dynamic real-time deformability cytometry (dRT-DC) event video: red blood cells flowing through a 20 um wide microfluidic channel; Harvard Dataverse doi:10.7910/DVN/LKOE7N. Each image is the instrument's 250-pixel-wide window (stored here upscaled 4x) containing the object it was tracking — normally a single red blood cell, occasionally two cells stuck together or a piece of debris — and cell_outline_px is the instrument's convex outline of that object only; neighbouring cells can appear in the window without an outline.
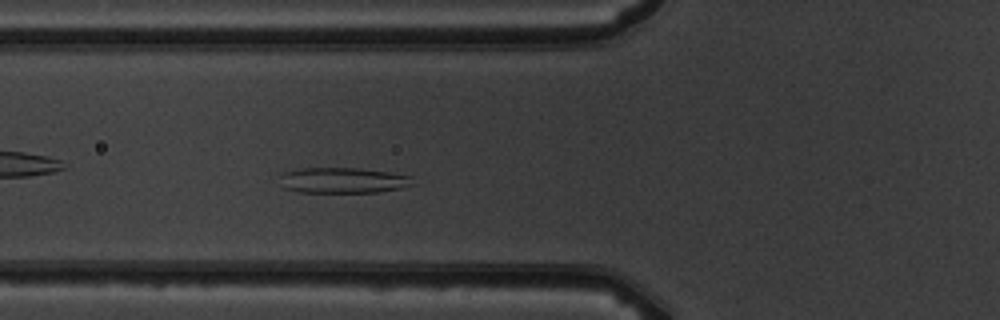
{"species": "common noctule bat (a hibernating species)", "species_latin": "Nyctalus noctula", "temperature_condition": "warm", "stored_images_in_passage": 6, "camera_frame_rate_fps": 3000, "um_per_image_px": 0.085, "animal": {"sex": "male", "body_mass_g": 19.5, "forearm_length_mm": 54.6}, "frame": {"image": 1, "passage_image": 6, "time_ms": 6.333, "image_size_px": [1000, 320], "cell_outline_px": [[416, 184], [400, 188], [380, 192], [300, 192], [284, 188], [280, 176], [284, 172], [300, 168], [360, 168], [388, 172], [412, 176]], "centroid_in_image_um": [29.2, 15.33], "position_along_channel_um": 96.6, "area_um2": 19.88}}